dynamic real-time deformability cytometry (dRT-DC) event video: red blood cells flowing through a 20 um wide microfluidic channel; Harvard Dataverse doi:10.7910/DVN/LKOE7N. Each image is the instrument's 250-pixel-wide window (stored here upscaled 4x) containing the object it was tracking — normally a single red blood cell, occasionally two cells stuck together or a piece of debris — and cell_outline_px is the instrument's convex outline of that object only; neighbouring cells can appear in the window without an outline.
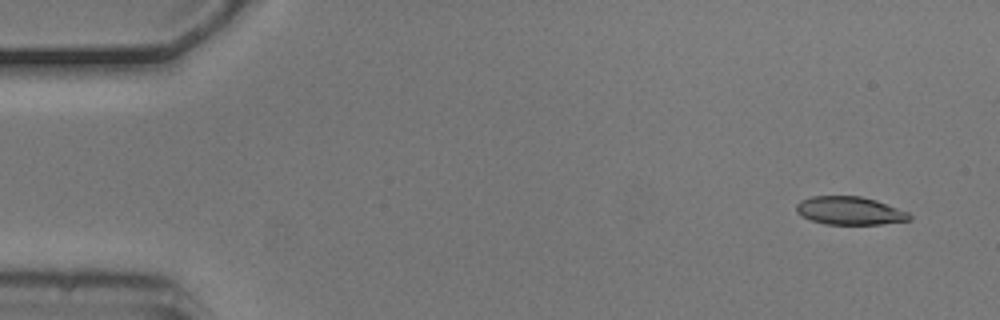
{"species": "common noctule bat (a hibernating species)", "species_latin": "Nyctalus noctula", "temperature_condition": "cold", "stored_images_in_passage": 9, "camera_frame_rate_fps": 3000, "um_per_image_px": 0.085, "animal": {"sex": "male", "body_mass_g": 20.5, "forearm_length_mm": 52.5}, "frame": {"image": 1, "passage_image": 1, "time_ms": 0.0, "image_size_px": [1000, 320], "cell_outline_px": [[912, 220], [884, 224], [824, 224], [800, 216], [796, 212], [796, 204], [800, 200], [812, 196], [860, 196], [876, 200], [908, 212], [912, 216]], "centroid_in_image_um": [72.22, 17.91], "position_along_channel_um": 12.8, "area_um2": 18.67}}
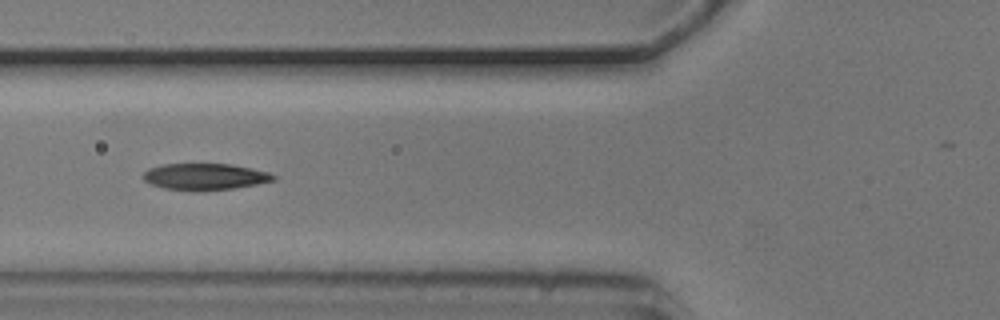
{"frame": {"image": 2, "passage_image": 6, "time_ms": 1.667, "image_size_px": [1000, 320], "cell_outline_px": [[276, 180], [236, 188], [200, 192], [192, 192], [164, 188], [152, 184], [144, 180], [144, 172], [148, 168], [160, 164], [232, 164], [252, 168], [268, 172], [276, 176]], "centroid_in_image_um": [17.42, 15.03], "position_along_channel_um": 108.4, "area_um2": 20.46}}
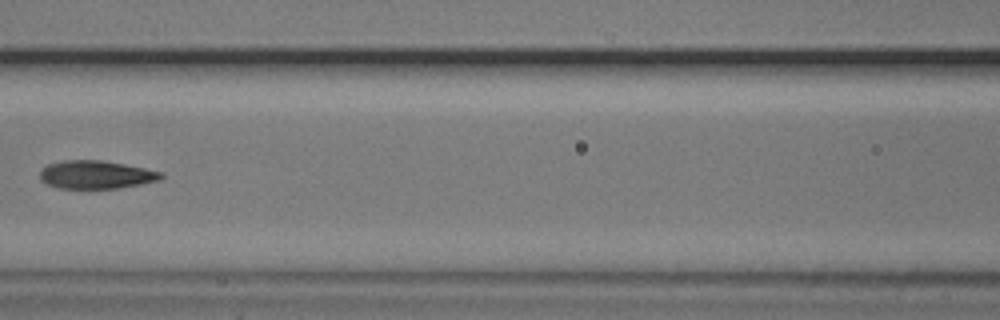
{"frame": {"image": 3, "passage_image": 7, "time_ms": 2.0, "image_size_px": [1000, 320], "cell_outline_px": [[164, 176], [160, 180], [140, 184], [116, 188], [56, 188], [40, 180], [40, 172], [48, 164], [64, 160], [100, 160], [124, 164], [144, 168], [160, 172]], "centroid_in_image_um": [8.14, 14.85], "position_along_channel_um": 158.5, "area_um2": 19.65}}